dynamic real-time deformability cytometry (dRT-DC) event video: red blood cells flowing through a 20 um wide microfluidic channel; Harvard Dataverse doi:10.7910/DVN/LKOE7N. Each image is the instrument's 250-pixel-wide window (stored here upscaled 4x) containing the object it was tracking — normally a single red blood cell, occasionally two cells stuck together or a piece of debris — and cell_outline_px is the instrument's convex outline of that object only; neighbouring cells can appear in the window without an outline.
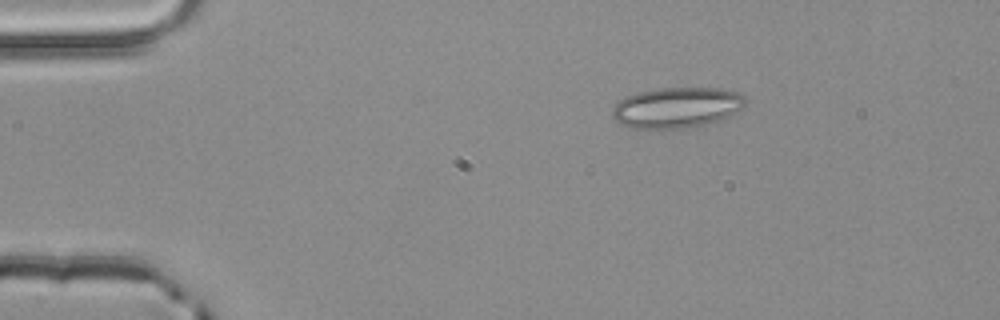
{"species": "common noctule bat (a hibernating species)", "species_latin": "Nyctalus noctula", "temperature_condition": "room temperature", "stored_images_in_passage": 3, "camera_frame_rate_fps": 3000, "um_per_image_px": 0.085, "animal": {"sex": "male", "body_mass_g": 20.4}, "frame": {"image": 1, "passage_image": 3, "time_ms": 0.667, "image_size_px": [1000, 320], "cell_outline_px": [[748, 100], [740, 108], [716, 120], [692, 128], [628, 128], [620, 124], [612, 116], [612, 108], [620, 100], [636, 92], [656, 88], [716, 88], [740, 92]], "centroid_in_image_um": [57.47, 9.13], "position_along_channel_um": 27.5, "area_um2": 31.27}}